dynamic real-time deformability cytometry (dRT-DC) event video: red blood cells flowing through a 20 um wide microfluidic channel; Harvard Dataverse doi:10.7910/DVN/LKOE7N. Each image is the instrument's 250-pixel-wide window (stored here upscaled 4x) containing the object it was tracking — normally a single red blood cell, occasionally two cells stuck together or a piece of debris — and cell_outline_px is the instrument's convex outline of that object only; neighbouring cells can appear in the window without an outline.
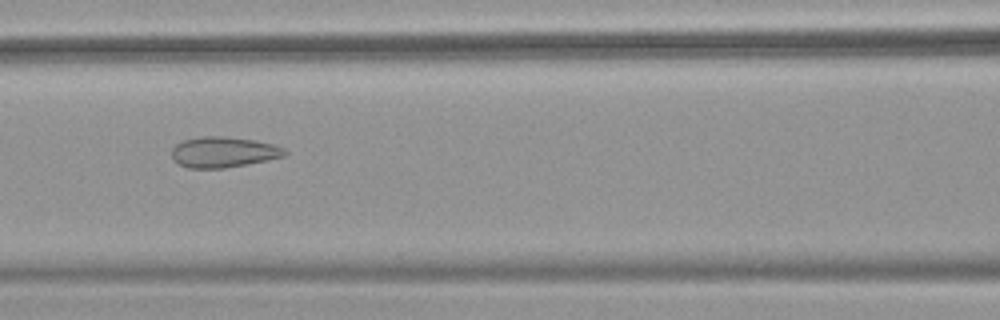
{"species": "common noctule bat (a hibernating species)", "species_latin": "Nyctalus noctula", "temperature_condition": "warm", "stored_images_in_passage": 52, "camera_frame_rate_fps": 3000, "um_per_image_px": 0.085, "animal": {"sex": "female", "body_mass_g": 18.4}, "frame": {"image": 1, "passage_image": 23, "time_ms": 7.333, "image_size_px": [1000, 320], "cell_outline_px": [[288, 152], [284, 156], [268, 160], [248, 164], [224, 168], [188, 168], [172, 160], [172, 148], [176, 144], [184, 140], [200, 136], [224, 136], [256, 140], [272, 144], [284, 148]], "centroid_in_image_um": [18.99, 12.92], "position_along_channel_um": 147.6, "area_um2": 20.29}}
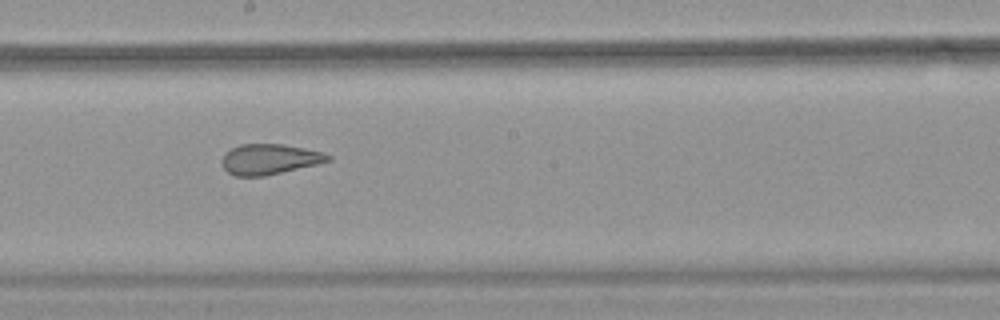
{"frame": {"image": 2, "passage_image": 29, "time_ms": 9.333, "image_size_px": [1000, 320], "cell_outline_px": [[332, 160], [316, 164], [264, 176], [236, 176], [228, 172], [224, 168], [220, 160], [224, 152], [240, 144], [284, 144], [324, 152], [332, 156]], "centroid_in_image_um": [22.89, 13.52], "position_along_channel_um": 225.3, "area_um2": 18.84}}
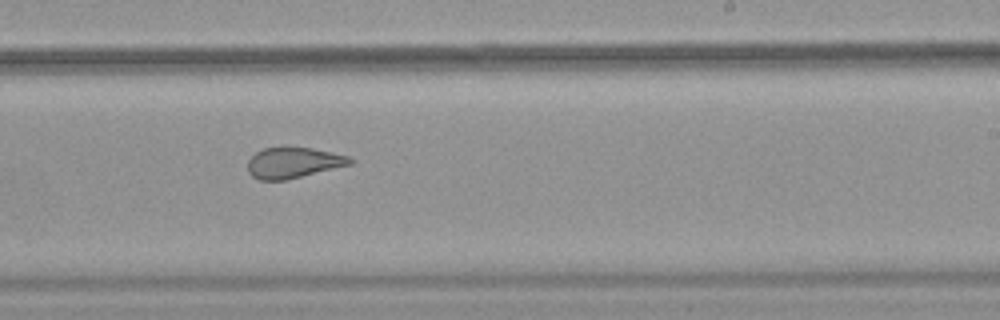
{"frame": {"image": 3, "passage_image": 32, "time_ms": 10.333, "image_size_px": [1000, 320], "cell_outline_px": [[352, 164], [288, 180], [260, 180], [252, 176], [248, 172], [248, 160], [256, 152], [264, 148], [312, 148], [332, 152], [348, 156], [352, 160]], "centroid_in_image_um": [24.93, 13.85], "position_along_channel_um": 264.1, "area_um2": 18.21}, "authors_computed_cell_mechanics": {"area_um2": 24.1315, "velocity_mm_per_s": 3.8997, "shape_relaxation_time_tau1_ms": null, "shape_relaxation_time_tau2_ms": 1.2948, "deformation_change_tau1": null, "deformation_change_tau2": 0.0829}}